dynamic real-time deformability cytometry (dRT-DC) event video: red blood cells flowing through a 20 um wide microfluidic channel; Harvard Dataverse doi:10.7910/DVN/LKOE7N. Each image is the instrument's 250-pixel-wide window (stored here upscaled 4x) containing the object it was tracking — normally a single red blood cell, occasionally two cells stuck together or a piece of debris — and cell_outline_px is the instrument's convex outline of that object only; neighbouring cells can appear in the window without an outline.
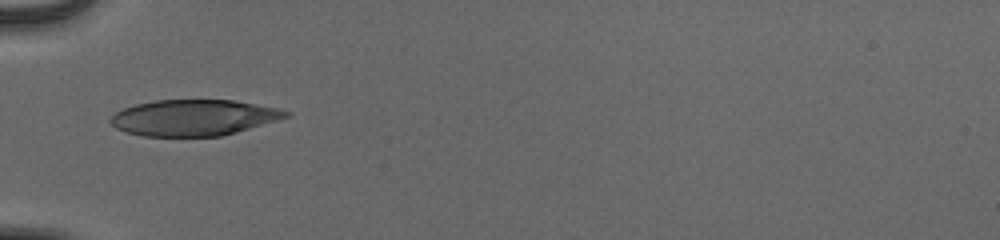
{"species": "human", "species_latin": "Homo sapiens", "temperature_condition": "cold", "stored_images_in_passage": 35, "camera_frame_rate_fps": 3000, "um_per_image_px": 0.085, "donor": {"sex": "male"}, "frame": {"image": 1, "passage_image": 1, "time_ms": 0.0, "image_size_px": [1000, 240], "cell_outline_px": [[292, 116], [236, 132], [220, 136], [144, 136], [124, 132], [116, 128], [108, 120], [116, 112], [124, 108], [136, 104], [156, 100], [232, 100], [280, 108], [292, 112]], "centroid_in_image_um": [16.49, 10.0], "position_along_channel_um": 68.5, "area_um2": 36.88}}
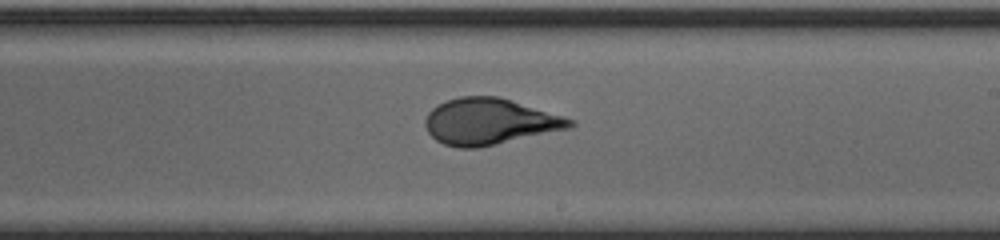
{"frame": {"image": 2, "passage_image": 15, "time_ms": 4.667, "image_size_px": [1000, 240], "cell_outline_px": [[576, 124], [572, 128], [496, 144], [476, 148], [460, 148], [444, 144], [436, 140], [428, 132], [424, 124], [424, 120], [428, 112], [432, 108], [448, 100], [460, 96], [500, 96], [564, 116], [576, 120]], "centroid_in_image_um": [41.64, 10.33], "position_along_channel_um": 247.4, "area_um2": 39.13}}
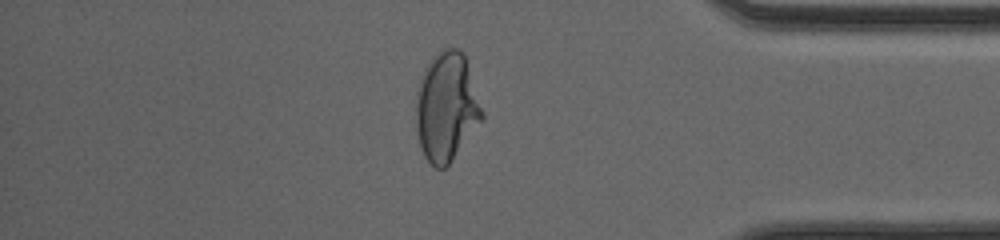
{"frame": {"image": 3, "passage_image": 28, "time_ms": 9.0, "image_size_px": [1000, 240], "cell_outline_px": [[484, 120], [448, 164], [444, 168], [436, 168], [424, 156], [420, 148], [416, 128], [416, 92], [420, 76], [424, 68], [432, 56], [440, 48], [456, 48], [464, 56], [484, 112]], "centroid_in_image_um": [37.93, 9.09], "position_along_channel_um": 397.3, "area_um2": 42.08}, "authors_computed_cell_mechanics": {"area_um2": 38.5526, "velocity_mm_per_s": 3.8996, "shape_relaxation_time_tau1_ms": 6.2586, "shape_relaxation_time_tau2_ms": null, "deformation_change_tau1": 0.2427, "deformation_change_tau2": null}}